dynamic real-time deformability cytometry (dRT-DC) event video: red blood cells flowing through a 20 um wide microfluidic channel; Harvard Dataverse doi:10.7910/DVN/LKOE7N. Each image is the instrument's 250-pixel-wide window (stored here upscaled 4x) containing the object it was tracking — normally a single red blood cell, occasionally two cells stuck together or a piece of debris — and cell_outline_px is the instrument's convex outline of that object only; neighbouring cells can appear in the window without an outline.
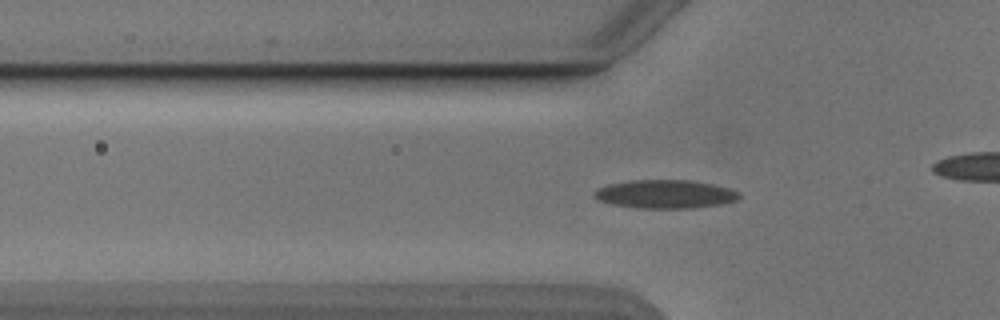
{"species": "Egyptian fruit bat (a non-hibernating species)", "species_latin": "Rousettus aegyptiacus", "temperature_condition": "cold", "stored_images_in_passage": 53, "camera_frame_rate_fps": 3000, "um_per_image_px": 0.085, "animal": {"sex": "male"}, "frame": {"image": 1, "passage_image": 17, "time_ms": 5.333, "image_size_px": [1000, 320], "cell_outline_px": [[740, 196], [736, 200], [720, 204], [692, 208], [636, 208], [612, 204], [596, 200], [592, 196], [592, 192], [608, 184], [632, 180], [688, 180], [712, 184], [728, 188], [740, 192]], "centroid_in_image_um": [56.49, 16.5], "position_along_channel_um": 69.3, "area_um2": 24.04}}
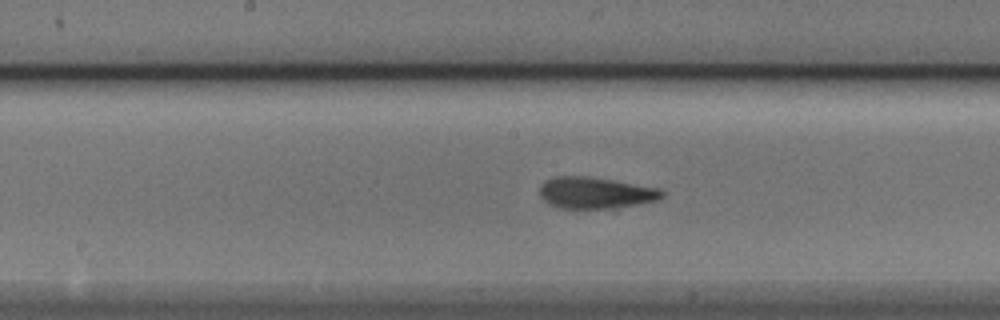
{"frame": {"image": 2, "passage_image": 27, "time_ms": 8.667, "image_size_px": [1000, 320], "cell_outline_px": [[664, 196], [656, 200], [636, 204], [612, 208], [560, 208], [548, 204], [540, 196], [540, 184], [544, 180], [556, 176], [588, 176], [660, 188], [664, 192]], "centroid_in_image_um": [50.57, 16.38], "position_along_channel_um": 197.6, "area_um2": 22.37}}
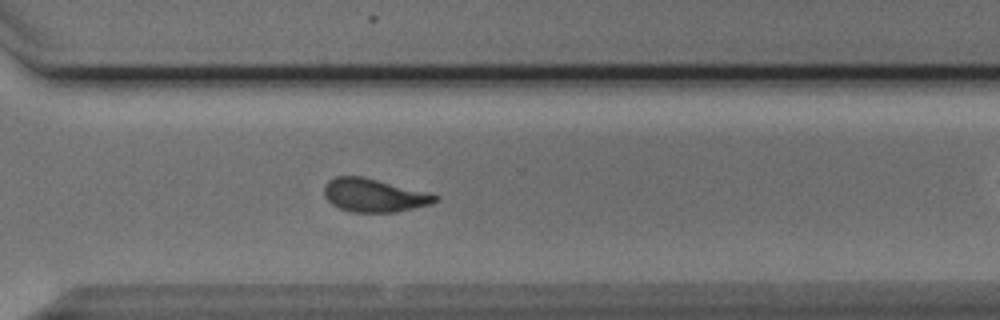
{"frame": {"image": 3, "passage_image": 38, "time_ms": 12.333, "image_size_px": [1000, 320], "cell_outline_px": [[440, 196], [436, 200], [428, 204], [396, 212], [352, 212], [340, 208], [332, 204], [324, 196], [324, 184], [328, 180], [336, 176], [364, 176], [432, 192]], "centroid_in_image_um": [31.8, 16.57], "position_along_channel_um": 338.8, "area_um2": 21.79}, "authors_computed_cell_mechanics": {"area_um2": 21.8484, "velocity_mm_per_s": 3.8654, "shape_relaxation_time_tau1_ms": 5.1984, "shape_relaxation_time_tau2_ms": 1.8628, "deformation_change_tau1": 0.158, "deformation_change_tau2": 0.0761}}